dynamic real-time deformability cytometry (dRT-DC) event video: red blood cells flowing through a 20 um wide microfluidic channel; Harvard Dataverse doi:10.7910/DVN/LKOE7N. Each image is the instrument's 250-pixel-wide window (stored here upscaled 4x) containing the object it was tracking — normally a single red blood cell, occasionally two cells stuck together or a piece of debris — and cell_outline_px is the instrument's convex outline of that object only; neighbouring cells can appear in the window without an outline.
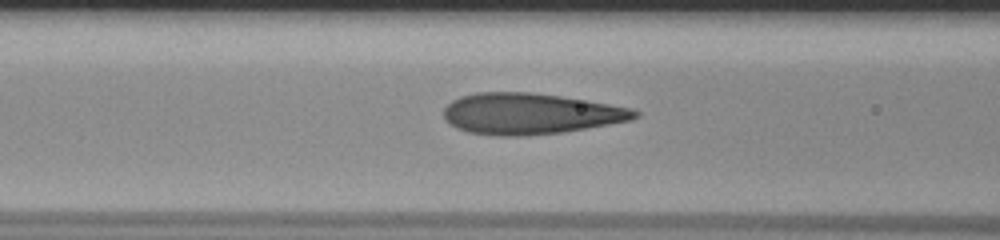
{"species": "human", "species_latin": "Homo sapiens", "temperature_condition": "room temperature", "stored_images_in_passage": 37, "camera_frame_rate_fps": 3000, "um_per_image_px": 0.085, "donor": {"sex": "male"}, "frame": {"image": 1, "passage_image": 11, "time_ms": 3.333, "image_size_px": [1000, 240], "cell_outline_px": [[640, 116], [628, 120], [608, 124], [560, 132], [524, 136], [500, 136], [468, 132], [456, 128], [444, 120], [444, 108], [452, 100], [460, 96], [476, 92], [528, 92], [560, 96], [632, 108], [640, 112]], "centroid_in_image_um": [45.01, 9.66], "position_along_channel_um": 121.6, "area_um2": 45.43}}
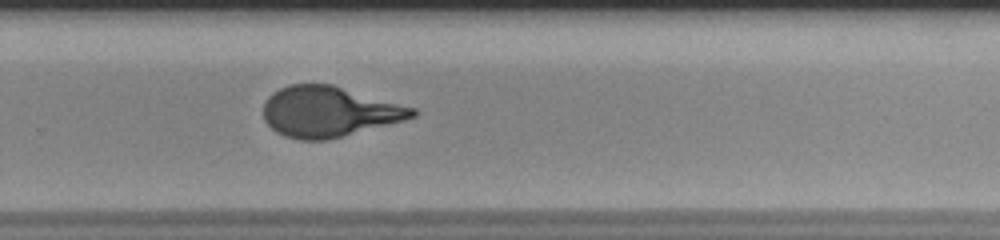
{"frame": {"image": 2, "passage_image": 25, "time_ms": 8.0, "image_size_px": [1000, 240], "cell_outline_px": [[416, 116], [404, 120], [324, 140], [300, 140], [284, 136], [276, 132], [264, 120], [264, 104], [268, 96], [280, 88], [292, 84], [332, 84], [416, 108]], "centroid_in_image_um": [27.94, 9.48], "position_along_channel_um": 301.9, "area_um2": 43.41}}
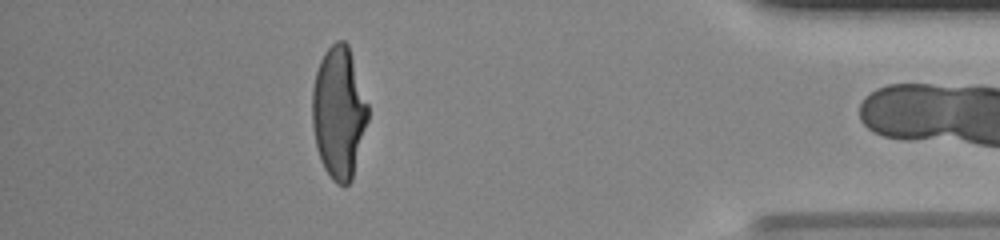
{"frame": {"image": 3, "passage_image": 36, "time_ms": 11.667, "image_size_px": [1000, 240], "cell_outline_px": [[368, 120], [352, 180], [348, 184], [336, 184], [332, 180], [324, 168], [320, 160], [316, 148], [312, 124], [312, 88], [316, 72], [320, 60], [324, 52], [336, 40], [344, 40], [348, 44], [368, 104]], "centroid_in_image_um": [28.79, 9.57], "position_along_channel_um": 406.4, "area_um2": 42.95}}